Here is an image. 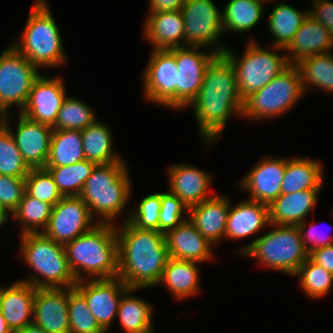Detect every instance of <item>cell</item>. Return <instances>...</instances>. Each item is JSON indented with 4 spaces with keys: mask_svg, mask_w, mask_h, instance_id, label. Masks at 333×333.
I'll use <instances>...</instances> for the list:
<instances>
[{
    "mask_svg": "<svg viewBox=\"0 0 333 333\" xmlns=\"http://www.w3.org/2000/svg\"><path fill=\"white\" fill-rule=\"evenodd\" d=\"M243 103L232 63L223 54L217 55L205 71L197 97L189 105L194 108L199 131L208 144L219 136L232 113L242 115Z\"/></svg>",
    "mask_w": 333,
    "mask_h": 333,
    "instance_id": "1",
    "label": "cell"
},
{
    "mask_svg": "<svg viewBox=\"0 0 333 333\" xmlns=\"http://www.w3.org/2000/svg\"><path fill=\"white\" fill-rule=\"evenodd\" d=\"M116 230L118 277L131 289L159 285L169 259L164 234L140 229L128 220Z\"/></svg>",
    "mask_w": 333,
    "mask_h": 333,
    "instance_id": "2",
    "label": "cell"
},
{
    "mask_svg": "<svg viewBox=\"0 0 333 333\" xmlns=\"http://www.w3.org/2000/svg\"><path fill=\"white\" fill-rule=\"evenodd\" d=\"M116 229L114 224L98 223L64 245L69 268L77 282L86 280L82 274L91 280L118 277Z\"/></svg>",
    "mask_w": 333,
    "mask_h": 333,
    "instance_id": "3",
    "label": "cell"
},
{
    "mask_svg": "<svg viewBox=\"0 0 333 333\" xmlns=\"http://www.w3.org/2000/svg\"><path fill=\"white\" fill-rule=\"evenodd\" d=\"M125 162L98 164L86 180L79 197L88 206L93 219L102 216L97 223L112 224L124 209L131 194L130 176ZM95 213V214H94ZM98 213V214H97Z\"/></svg>",
    "mask_w": 333,
    "mask_h": 333,
    "instance_id": "4",
    "label": "cell"
},
{
    "mask_svg": "<svg viewBox=\"0 0 333 333\" xmlns=\"http://www.w3.org/2000/svg\"><path fill=\"white\" fill-rule=\"evenodd\" d=\"M21 256L35 273L29 280L21 282L34 288H73L77 283L69 268L64 245L56 243L43 233L21 235Z\"/></svg>",
    "mask_w": 333,
    "mask_h": 333,
    "instance_id": "5",
    "label": "cell"
},
{
    "mask_svg": "<svg viewBox=\"0 0 333 333\" xmlns=\"http://www.w3.org/2000/svg\"><path fill=\"white\" fill-rule=\"evenodd\" d=\"M19 42L12 46L37 68L64 65L59 28L45 0H36Z\"/></svg>",
    "mask_w": 333,
    "mask_h": 333,
    "instance_id": "6",
    "label": "cell"
},
{
    "mask_svg": "<svg viewBox=\"0 0 333 333\" xmlns=\"http://www.w3.org/2000/svg\"><path fill=\"white\" fill-rule=\"evenodd\" d=\"M272 231L254 239L240 250L265 266L294 275L309 258L297 226L274 225Z\"/></svg>",
    "mask_w": 333,
    "mask_h": 333,
    "instance_id": "7",
    "label": "cell"
},
{
    "mask_svg": "<svg viewBox=\"0 0 333 333\" xmlns=\"http://www.w3.org/2000/svg\"><path fill=\"white\" fill-rule=\"evenodd\" d=\"M272 48V51L266 50L250 41L241 59H236L237 57L228 48L224 51L223 55L235 69L237 86L243 101L262 89L291 65L285 55L281 56L276 53L275 49L283 48L274 45Z\"/></svg>",
    "mask_w": 333,
    "mask_h": 333,
    "instance_id": "8",
    "label": "cell"
},
{
    "mask_svg": "<svg viewBox=\"0 0 333 333\" xmlns=\"http://www.w3.org/2000/svg\"><path fill=\"white\" fill-rule=\"evenodd\" d=\"M304 92L299 68L290 65L244 100L242 116L253 120L278 117L298 102Z\"/></svg>",
    "mask_w": 333,
    "mask_h": 333,
    "instance_id": "9",
    "label": "cell"
},
{
    "mask_svg": "<svg viewBox=\"0 0 333 333\" xmlns=\"http://www.w3.org/2000/svg\"><path fill=\"white\" fill-rule=\"evenodd\" d=\"M38 68L12 45L0 55V111L6 115L10 105L24 109Z\"/></svg>",
    "mask_w": 333,
    "mask_h": 333,
    "instance_id": "10",
    "label": "cell"
},
{
    "mask_svg": "<svg viewBox=\"0 0 333 333\" xmlns=\"http://www.w3.org/2000/svg\"><path fill=\"white\" fill-rule=\"evenodd\" d=\"M200 47L175 48V61L178 68L176 86V109L188 107L197 97L205 71L211 61L224 54L227 47L220 46L212 53L200 52Z\"/></svg>",
    "mask_w": 333,
    "mask_h": 333,
    "instance_id": "11",
    "label": "cell"
},
{
    "mask_svg": "<svg viewBox=\"0 0 333 333\" xmlns=\"http://www.w3.org/2000/svg\"><path fill=\"white\" fill-rule=\"evenodd\" d=\"M94 221L88 206L79 196L63 197L52 207L48 225L42 233L65 245L91 230L98 224Z\"/></svg>",
    "mask_w": 333,
    "mask_h": 333,
    "instance_id": "12",
    "label": "cell"
},
{
    "mask_svg": "<svg viewBox=\"0 0 333 333\" xmlns=\"http://www.w3.org/2000/svg\"><path fill=\"white\" fill-rule=\"evenodd\" d=\"M144 72L146 99L176 109L178 68L175 61V48L153 49Z\"/></svg>",
    "mask_w": 333,
    "mask_h": 333,
    "instance_id": "13",
    "label": "cell"
},
{
    "mask_svg": "<svg viewBox=\"0 0 333 333\" xmlns=\"http://www.w3.org/2000/svg\"><path fill=\"white\" fill-rule=\"evenodd\" d=\"M185 24V47H207L222 34V13L212 0H186L181 7Z\"/></svg>",
    "mask_w": 333,
    "mask_h": 333,
    "instance_id": "14",
    "label": "cell"
},
{
    "mask_svg": "<svg viewBox=\"0 0 333 333\" xmlns=\"http://www.w3.org/2000/svg\"><path fill=\"white\" fill-rule=\"evenodd\" d=\"M78 281L75 288L85 297L88 309L106 332L117 317L120 299L129 287L119 277Z\"/></svg>",
    "mask_w": 333,
    "mask_h": 333,
    "instance_id": "15",
    "label": "cell"
},
{
    "mask_svg": "<svg viewBox=\"0 0 333 333\" xmlns=\"http://www.w3.org/2000/svg\"><path fill=\"white\" fill-rule=\"evenodd\" d=\"M61 78L40 75L32 84L30 94L21 114L31 121L55 125L57 114L66 98Z\"/></svg>",
    "mask_w": 333,
    "mask_h": 333,
    "instance_id": "16",
    "label": "cell"
},
{
    "mask_svg": "<svg viewBox=\"0 0 333 333\" xmlns=\"http://www.w3.org/2000/svg\"><path fill=\"white\" fill-rule=\"evenodd\" d=\"M32 317L48 333H70L68 288H35Z\"/></svg>",
    "mask_w": 333,
    "mask_h": 333,
    "instance_id": "17",
    "label": "cell"
},
{
    "mask_svg": "<svg viewBox=\"0 0 333 333\" xmlns=\"http://www.w3.org/2000/svg\"><path fill=\"white\" fill-rule=\"evenodd\" d=\"M285 169V158H263L244 176L241 186L249 191L250 200L270 205L281 195Z\"/></svg>",
    "mask_w": 333,
    "mask_h": 333,
    "instance_id": "18",
    "label": "cell"
},
{
    "mask_svg": "<svg viewBox=\"0 0 333 333\" xmlns=\"http://www.w3.org/2000/svg\"><path fill=\"white\" fill-rule=\"evenodd\" d=\"M16 133H10L27 165L44 168L48 159L53 128L46 124L31 121L21 113Z\"/></svg>",
    "mask_w": 333,
    "mask_h": 333,
    "instance_id": "19",
    "label": "cell"
},
{
    "mask_svg": "<svg viewBox=\"0 0 333 333\" xmlns=\"http://www.w3.org/2000/svg\"><path fill=\"white\" fill-rule=\"evenodd\" d=\"M169 258L201 262L211 260V244L194 224L186 219L164 234Z\"/></svg>",
    "mask_w": 333,
    "mask_h": 333,
    "instance_id": "20",
    "label": "cell"
},
{
    "mask_svg": "<svg viewBox=\"0 0 333 333\" xmlns=\"http://www.w3.org/2000/svg\"><path fill=\"white\" fill-rule=\"evenodd\" d=\"M208 172L187 164L172 165L168 170L169 191L176 195L188 208L210 197L208 195L211 176Z\"/></svg>",
    "mask_w": 333,
    "mask_h": 333,
    "instance_id": "21",
    "label": "cell"
},
{
    "mask_svg": "<svg viewBox=\"0 0 333 333\" xmlns=\"http://www.w3.org/2000/svg\"><path fill=\"white\" fill-rule=\"evenodd\" d=\"M230 202L221 195L189 207V220L211 244L225 238Z\"/></svg>",
    "mask_w": 333,
    "mask_h": 333,
    "instance_id": "22",
    "label": "cell"
},
{
    "mask_svg": "<svg viewBox=\"0 0 333 333\" xmlns=\"http://www.w3.org/2000/svg\"><path fill=\"white\" fill-rule=\"evenodd\" d=\"M331 48H333V37L329 31L308 15L284 51L292 55L286 56L288 62L296 65L309 56L329 53Z\"/></svg>",
    "mask_w": 333,
    "mask_h": 333,
    "instance_id": "23",
    "label": "cell"
},
{
    "mask_svg": "<svg viewBox=\"0 0 333 333\" xmlns=\"http://www.w3.org/2000/svg\"><path fill=\"white\" fill-rule=\"evenodd\" d=\"M34 297L35 288L21 281L0 288V311L13 332L33 323Z\"/></svg>",
    "mask_w": 333,
    "mask_h": 333,
    "instance_id": "24",
    "label": "cell"
},
{
    "mask_svg": "<svg viewBox=\"0 0 333 333\" xmlns=\"http://www.w3.org/2000/svg\"><path fill=\"white\" fill-rule=\"evenodd\" d=\"M144 34L155 46L153 49L185 47V24L181 10L149 13ZM181 39L184 42L181 43Z\"/></svg>",
    "mask_w": 333,
    "mask_h": 333,
    "instance_id": "25",
    "label": "cell"
},
{
    "mask_svg": "<svg viewBox=\"0 0 333 333\" xmlns=\"http://www.w3.org/2000/svg\"><path fill=\"white\" fill-rule=\"evenodd\" d=\"M320 190L281 194L269 206L270 225L297 226L317 204Z\"/></svg>",
    "mask_w": 333,
    "mask_h": 333,
    "instance_id": "26",
    "label": "cell"
},
{
    "mask_svg": "<svg viewBox=\"0 0 333 333\" xmlns=\"http://www.w3.org/2000/svg\"><path fill=\"white\" fill-rule=\"evenodd\" d=\"M270 224L269 206L253 200H245L229 208L225 237L241 239L257 233Z\"/></svg>",
    "mask_w": 333,
    "mask_h": 333,
    "instance_id": "27",
    "label": "cell"
},
{
    "mask_svg": "<svg viewBox=\"0 0 333 333\" xmlns=\"http://www.w3.org/2000/svg\"><path fill=\"white\" fill-rule=\"evenodd\" d=\"M323 185L322 166L318 161L304 157L286 159V169L281 183V194L303 190H320Z\"/></svg>",
    "mask_w": 333,
    "mask_h": 333,
    "instance_id": "28",
    "label": "cell"
},
{
    "mask_svg": "<svg viewBox=\"0 0 333 333\" xmlns=\"http://www.w3.org/2000/svg\"><path fill=\"white\" fill-rule=\"evenodd\" d=\"M197 262L169 258L159 284L169 289L177 299L197 294L199 291V270Z\"/></svg>",
    "mask_w": 333,
    "mask_h": 333,
    "instance_id": "29",
    "label": "cell"
},
{
    "mask_svg": "<svg viewBox=\"0 0 333 333\" xmlns=\"http://www.w3.org/2000/svg\"><path fill=\"white\" fill-rule=\"evenodd\" d=\"M85 160L81 131L53 130L45 167L68 166Z\"/></svg>",
    "mask_w": 333,
    "mask_h": 333,
    "instance_id": "30",
    "label": "cell"
},
{
    "mask_svg": "<svg viewBox=\"0 0 333 333\" xmlns=\"http://www.w3.org/2000/svg\"><path fill=\"white\" fill-rule=\"evenodd\" d=\"M81 137L86 160L97 165L122 161L120 157L114 155L111 131L102 122L95 120L81 130Z\"/></svg>",
    "mask_w": 333,
    "mask_h": 333,
    "instance_id": "31",
    "label": "cell"
},
{
    "mask_svg": "<svg viewBox=\"0 0 333 333\" xmlns=\"http://www.w3.org/2000/svg\"><path fill=\"white\" fill-rule=\"evenodd\" d=\"M137 289L129 288L122 296L118 306L117 317L125 333H151L152 307L140 298L128 296Z\"/></svg>",
    "mask_w": 333,
    "mask_h": 333,
    "instance_id": "32",
    "label": "cell"
},
{
    "mask_svg": "<svg viewBox=\"0 0 333 333\" xmlns=\"http://www.w3.org/2000/svg\"><path fill=\"white\" fill-rule=\"evenodd\" d=\"M308 15L309 12L302 13L284 3L275 5L267 22L270 33L275 37L274 46L284 50Z\"/></svg>",
    "mask_w": 333,
    "mask_h": 333,
    "instance_id": "33",
    "label": "cell"
},
{
    "mask_svg": "<svg viewBox=\"0 0 333 333\" xmlns=\"http://www.w3.org/2000/svg\"><path fill=\"white\" fill-rule=\"evenodd\" d=\"M263 1L230 0L222 12L223 30L242 33L252 29L260 21L265 3Z\"/></svg>",
    "mask_w": 333,
    "mask_h": 333,
    "instance_id": "34",
    "label": "cell"
},
{
    "mask_svg": "<svg viewBox=\"0 0 333 333\" xmlns=\"http://www.w3.org/2000/svg\"><path fill=\"white\" fill-rule=\"evenodd\" d=\"M97 164L83 160L68 166L44 167L51 174L63 197L79 196Z\"/></svg>",
    "mask_w": 333,
    "mask_h": 333,
    "instance_id": "35",
    "label": "cell"
},
{
    "mask_svg": "<svg viewBox=\"0 0 333 333\" xmlns=\"http://www.w3.org/2000/svg\"><path fill=\"white\" fill-rule=\"evenodd\" d=\"M303 89L314 85L325 91L333 92V55L331 52L309 56L299 61Z\"/></svg>",
    "mask_w": 333,
    "mask_h": 333,
    "instance_id": "36",
    "label": "cell"
},
{
    "mask_svg": "<svg viewBox=\"0 0 333 333\" xmlns=\"http://www.w3.org/2000/svg\"><path fill=\"white\" fill-rule=\"evenodd\" d=\"M8 121L7 115L0 120V174L25 178L31 168L15 144Z\"/></svg>",
    "mask_w": 333,
    "mask_h": 333,
    "instance_id": "37",
    "label": "cell"
},
{
    "mask_svg": "<svg viewBox=\"0 0 333 333\" xmlns=\"http://www.w3.org/2000/svg\"><path fill=\"white\" fill-rule=\"evenodd\" d=\"M52 207V205L42 202L24 192L17 208L12 212L13 217L22 223L23 230L21 235L26 233H42L48 225Z\"/></svg>",
    "mask_w": 333,
    "mask_h": 333,
    "instance_id": "38",
    "label": "cell"
},
{
    "mask_svg": "<svg viewBox=\"0 0 333 333\" xmlns=\"http://www.w3.org/2000/svg\"><path fill=\"white\" fill-rule=\"evenodd\" d=\"M96 120L93 110L83 101L66 96L53 130H83Z\"/></svg>",
    "mask_w": 333,
    "mask_h": 333,
    "instance_id": "39",
    "label": "cell"
},
{
    "mask_svg": "<svg viewBox=\"0 0 333 333\" xmlns=\"http://www.w3.org/2000/svg\"><path fill=\"white\" fill-rule=\"evenodd\" d=\"M70 333H106L88 309L85 297L75 288H68Z\"/></svg>",
    "mask_w": 333,
    "mask_h": 333,
    "instance_id": "40",
    "label": "cell"
},
{
    "mask_svg": "<svg viewBox=\"0 0 333 333\" xmlns=\"http://www.w3.org/2000/svg\"><path fill=\"white\" fill-rule=\"evenodd\" d=\"M300 286L309 298L326 295L333 284V274L308 258L297 270Z\"/></svg>",
    "mask_w": 333,
    "mask_h": 333,
    "instance_id": "41",
    "label": "cell"
},
{
    "mask_svg": "<svg viewBox=\"0 0 333 333\" xmlns=\"http://www.w3.org/2000/svg\"><path fill=\"white\" fill-rule=\"evenodd\" d=\"M25 192L52 206L62 198L57 185L46 168H32L25 177Z\"/></svg>",
    "mask_w": 333,
    "mask_h": 333,
    "instance_id": "42",
    "label": "cell"
},
{
    "mask_svg": "<svg viewBox=\"0 0 333 333\" xmlns=\"http://www.w3.org/2000/svg\"><path fill=\"white\" fill-rule=\"evenodd\" d=\"M161 193H153L143 198L135 211L128 214V220L140 229L159 231Z\"/></svg>",
    "mask_w": 333,
    "mask_h": 333,
    "instance_id": "43",
    "label": "cell"
},
{
    "mask_svg": "<svg viewBox=\"0 0 333 333\" xmlns=\"http://www.w3.org/2000/svg\"><path fill=\"white\" fill-rule=\"evenodd\" d=\"M188 213L189 208L171 192L161 193V206L159 212V232L165 234L171 229H174L181 222L183 212Z\"/></svg>",
    "mask_w": 333,
    "mask_h": 333,
    "instance_id": "44",
    "label": "cell"
},
{
    "mask_svg": "<svg viewBox=\"0 0 333 333\" xmlns=\"http://www.w3.org/2000/svg\"><path fill=\"white\" fill-rule=\"evenodd\" d=\"M25 192V178L0 174V210L8 217L12 213Z\"/></svg>",
    "mask_w": 333,
    "mask_h": 333,
    "instance_id": "45",
    "label": "cell"
},
{
    "mask_svg": "<svg viewBox=\"0 0 333 333\" xmlns=\"http://www.w3.org/2000/svg\"><path fill=\"white\" fill-rule=\"evenodd\" d=\"M313 9L309 11L315 21L320 22L333 37V2L328 0H312Z\"/></svg>",
    "mask_w": 333,
    "mask_h": 333,
    "instance_id": "46",
    "label": "cell"
},
{
    "mask_svg": "<svg viewBox=\"0 0 333 333\" xmlns=\"http://www.w3.org/2000/svg\"><path fill=\"white\" fill-rule=\"evenodd\" d=\"M306 221L304 220L300 224L297 225L299 232L301 234L302 242L304 243L305 249L310 253L311 251L325 247L327 245L333 244L332 237L329 236L327 238L322 237L319 232H317L316 227L311 226V228L308 229V231H305ZM308 241H310L312 244L308 245Z\"/></svg>",
    "mask_w": 333,
    "mask_h": 333,
    "instance_id": "47",
    "label": "cell"
},
{
    "mask_svg": "<svg viewBox=\"0 0 333 333\" xmlns=\"http://www.w3.org/2000/svg\"><path fill=\"white\" fill-rule=\"evenodd\" d=\"M309 258L333 274V244L311 251Z\"/></svg>",
    "mask_w": 333,
    "mask_h": 333,
    "instance_id": "48",
    "label": "cell"
},
{
    "mask_svg": "<svg viewBox=\"0 0 333 333\" xmlns=\"http://www.w3.org/2000/svg\"><path fill=\"white\" fill-rule=\"evenodd\" d=\"M186 0H150V13L181 10Z\"/></svg>",
    "mask_w": 333,
    "mask_h": 333,
    "instance_id": "49",
    "label": "cell"
},
{
    "mask_svg": "<svg viewBox=\"0 0 333 333\" xmlns=\"http://www.w3.org/2000/svg\"><path fill=\"white\" fill-rule=\"evenodd\" d=\"M14 333H48L44 331L39 326L35 325L34 323H31L29 325H26L24 328L16 330Z\"/></svg>",
    "mask_w": 333,
    "mask_h": 333,
    "instance_id": "50",
    "label": "cell"
},
{
    "mask_svg": "<svg viewBox=\"0 0 333 333\" xmlns=\"http://www.w3.org/2000/svg\"><path fill=\"white\" fill-rule=\"evenodd\" d=\"M0 333H14L7 325V322L5 321V318L3 317L1 311H0Z\"/></svg>",
    "mask_w": 333,
    "mask_h": 333,
    "instance_id": "51",
    "label": "cell"
},
{
    "mask_svg": "<svg viewBox=\"0 0 333 333\" xmlns=\"http://www.w3.org/2000/svg\"><path fill=\"white\" fill-rule=\"evenodd\" d=\"M7 219L8 218L0 210V225L5 224V221L7 222Z\"/></svg>",
    "mask_w": 333,
    "mask_h": 333,
    "instance_id": "52",
    "label": "cell"
},
{
    "mask_svg": "<svg viewBox=\"0 0 333 333\" xmlns=\"http://www.w3.org/2000/svg\"><path fill=\"white\" fill-rule=\"evenodd\" d=\"M5 115L0 111V120L4 117Z\"/></svg>",
    "mask_w": 333,
    "mask_h": 333,
    "instance_id": "53",
    "label": "cell"
}]
</instances>
